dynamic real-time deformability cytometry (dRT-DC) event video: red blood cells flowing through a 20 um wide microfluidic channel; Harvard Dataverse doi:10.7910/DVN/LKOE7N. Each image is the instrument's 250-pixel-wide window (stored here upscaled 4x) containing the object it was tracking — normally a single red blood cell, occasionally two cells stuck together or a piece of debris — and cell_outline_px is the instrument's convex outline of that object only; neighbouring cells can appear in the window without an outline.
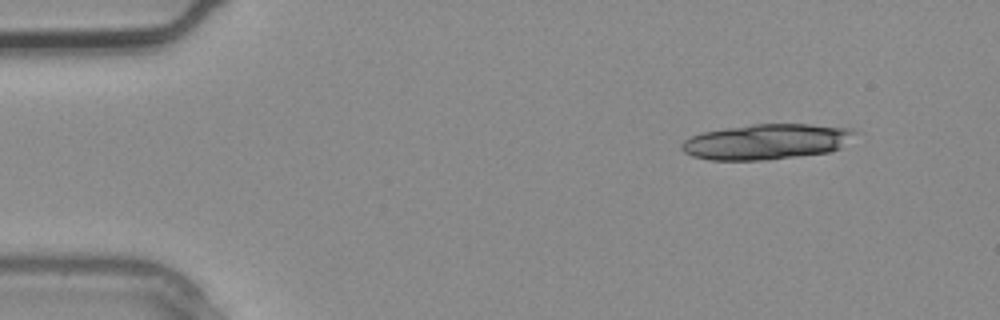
{"species": "common noctule bat (a hibernating species)", "species_latin": "Nyctalus noctula", "temperature_condition": "warm", "stored_images_in_passage": 3, "camera_frame_rate_fps": 3000, "um_per_image_px": 0.085, "animal": {"sex": "male", "body_mass_g": 20.4}, "frame": {"image": 1, "passage_image": 1, "time_ms": 0.0, "image_size_px": [1000, 320], "cell_outline_px": [[860, 132], [840, 148], [828, 152], [764, 160], [708, 160], [692, 156], [684, 152], [680, 148], [680, 144], [684, 140], [692, 136], [704, 132], [752, 124], [808, 124], [856, 128]], "centroid_in_image_um": [65.2, 12.04], "position_along_channel_um": 19.8, "area_um2": 35.89}}
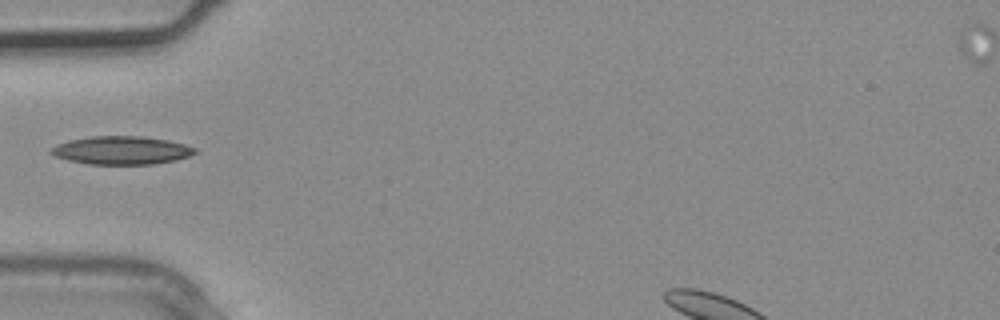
{"frame": {"image": 2, "passage_image": 3, "time_ms": 0.667, "image_size_px": [1000, 320], "cell_outline_px": [[200, 152], [176, 160], [152, 164], [88, 164], [68, 160], [56, 156], [48, 152], [56, 144], [68, 140], [92, 136], [144, 136], [168, 140], [184, 144], [196, 148]], "centroid_in_image_um": [10.34, 12.77], "position_along_channel_um": 74.7, "area_um2": 23.76}}